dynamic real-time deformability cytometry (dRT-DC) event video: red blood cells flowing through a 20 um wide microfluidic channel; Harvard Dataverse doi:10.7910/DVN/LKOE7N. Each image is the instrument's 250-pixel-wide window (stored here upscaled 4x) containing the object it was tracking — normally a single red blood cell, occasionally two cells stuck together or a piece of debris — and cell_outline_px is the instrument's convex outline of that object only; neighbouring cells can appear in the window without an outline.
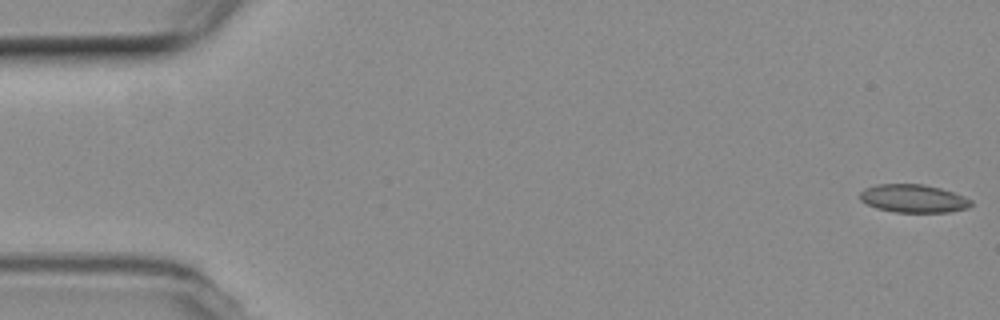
{"species": "common noctule bat (a hibernating species)", "species_latin": "Nyctalus noctula", "temperature_condition": "room temperature", "stored_images_in_passage": 19, "camera_frame_rate_fps": 3000, "um_per_image_px": 0.085, "animal": {"sex": "female", "body_mass_g": 19.3, "forearm_length_mm": 54.1}, "frame": {"image": 1, "passage_image": 1, "time_ms": 0.0, "image_size_px": [1000, 320], "cell_outline_px": [[972, 204], [968, 208], [948, 212], [896, 212], [876, 208], [860, 200], [860, 192], [864, 188], [876, 184], [924, 184], [940, 188], [964, 196], [972, 200]], "centroid_in_image_um": [77.63, 16.87], "position_along_channel_um": 7.4, "area_um2": 18.21}}
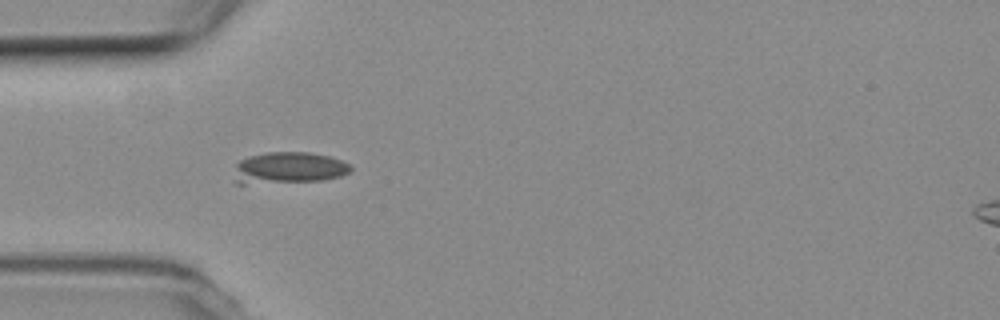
{"frame": {"image": 2, "passage_image": 16, "time_ms": 5.0, "image_size_px": [1000, 320], "cell_outline_px": [[352, 172], [340, 176], [324, 180], [244, 184], [236, 184], [236, 164], [240, 160], [248, 156], [268, 152], [308, 152], [328, 156], [352, 164]], "centroid_in_image_um": [24.57, 14.27], "position_along_channel_um": 60.4, "area_um2": 21.5}}